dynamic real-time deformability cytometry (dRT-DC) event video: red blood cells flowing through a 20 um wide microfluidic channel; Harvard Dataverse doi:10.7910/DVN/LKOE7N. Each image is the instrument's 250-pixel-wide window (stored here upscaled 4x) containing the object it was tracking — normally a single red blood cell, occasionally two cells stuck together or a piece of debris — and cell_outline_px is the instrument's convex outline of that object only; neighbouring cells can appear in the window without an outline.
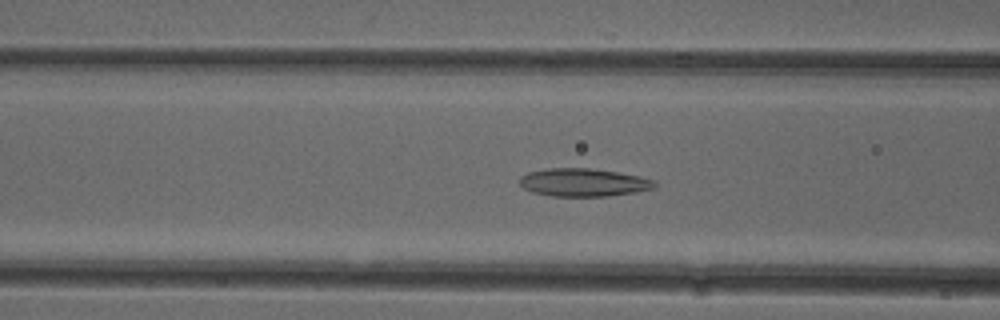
{"species": "common noctule bat (a hibernating species)", "species_latin": "Nyctalus noctula", "temperature_condition": "cold", "stored_images_in_passage": 52, "camera_frame_rate_fps": 3000, "um_per_image_px": 0.085, "animal": {"sex": "female"}, "frame": {"image": 1, "passage_image": 20, "time_ms": 6.333, "image_size_px": [1000, 320], "cell_outline_px": [[656, 184], [652, 188], [636, 192], [608, 196], [552, 196], [532, 192], [524, 188], [520, 184], [520, 176], [528, 172], [544, 168], [588, 168], [616, 172], [656, 180]], "centroid_in_image_um": [49.55, 15.5], "position_along_channel_um": 117.1, "area_um2": 21.91}}
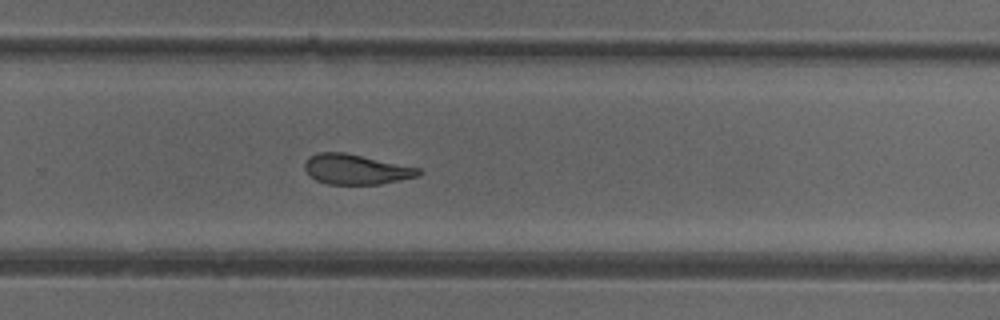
{"frame": {"image": 2, "passage_image": 34, "time_ms": 11.0, "image_size_px": [1000, 320], "cell_outline_px": [[424, 172], [420, 176], [380, 184], [328, 184], [316, 180], [304, 168], [304, 164], [308, 156], [316, 152], [344, 152], [420, 168]], "centroid_in_image_um": [30.28, 14.39], "position_along_channel_um": 299.5, "area_um2": 20.0}}
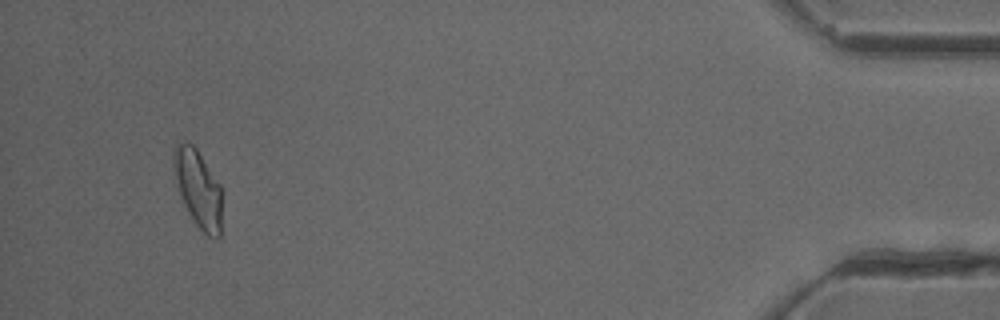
{"frame": {"image": 3, "passage_image": 49, "time_ms": 16.0, "image_size_px": [1000, 320], "cell_outline_px": [[224, 192], [220, 236], [216, 240], [208, 236], [196, 224], [188, 212], [180, 196], [172, 156], [176, 144], [184, 140], [192, 144], [196, 148], [220, 184]], "centroid_in_image_um": [16.9, 16.06], "position_along_channel_um": 418.3, "area_um2": 22.14}, "authors_computed_cell_mechanics": {"area_um2": 21.5883, "velocity_mm_per_s": 3.9174, "shape_relaxation_time_tau1_ms": null, "shape_relaxation_time_tau2_ms": 3.4509, "deformation_change_tau1": null, "deformation_change_tau2": 0.1141}}